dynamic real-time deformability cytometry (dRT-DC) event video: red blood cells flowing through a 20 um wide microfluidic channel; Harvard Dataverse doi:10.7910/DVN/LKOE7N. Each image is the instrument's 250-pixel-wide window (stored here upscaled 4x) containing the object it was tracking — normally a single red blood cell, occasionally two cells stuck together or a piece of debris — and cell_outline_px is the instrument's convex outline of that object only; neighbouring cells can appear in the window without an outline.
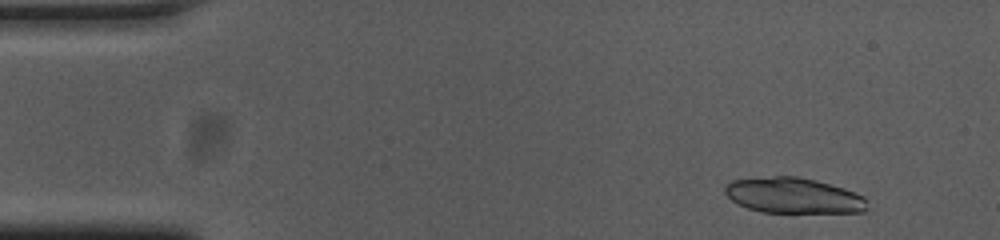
{"species": "common noctule bat (a hibernating species)", "species_latin": "Nyctalus noctula", "temperature_condition": "cold", "stored_images_in_passage": 9, "camera_frame_rate_fps": 3000, "um_per_image_px": 0.085, "animal": {"sex": "female", "body_mass_g": 23.0, "forearm_length_mm": 53.4}, "frame": {"image": 1, "passage_image": 4, "time_ms": 1.0, "image_size_px": [1000, 240], "cell_outline_px": [[868, 208], [864, 212], [764, 212], [748, 208], [732, 200], [724, 192], [724, 184], [732, 180], [776, 176], [796, 176], [816, 180], [844, 188], [864, 196], [868, 200]], "centroid_in_image_um": [67.47, 16.61], "position_along_channel_um": 17.5, "area_um2": 29.48}}